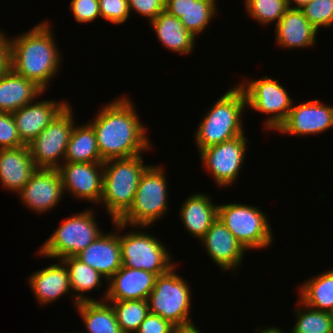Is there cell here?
I'll use <instances>...</instances> for the list:
<instances>
[{
	"mask_svg": "<svg viewBox=\"0 0 333 333\" xmlns=\"http://www.w3.org/2000/svg\"><path fill=\"white\" fill-rule=\"evenodd\" d=\"M244 4L248 15L262 26L276 25L288 9L286 0H245Z\"/></svg>",
	"mask_w": 333,
	"mask_h": 333,
	"instance_id": "d6a6232c",
	"label": "cell"
},
{
	"mask_svg": "<svg viewBox=\"0 0 333 333\" xmlns=\"http://www.w3.org/2000/svg\"><path fill=\"white\" fill-rule=\"evenodd\" d=\"M101 18L110 23L121 24L130 16L128 0H99Z\"/></svg>",
	"mask_w": 333,
	"mask_h": 333,
	"instance_id": "e575fe53",
	"label": "cell"
},
{
	"mask_svg": "<svg viewBox=\"0 0 333 333\" xmlns=\"http://www.w3.org/2000/svg\"><path fill=\"white\" fill-rule=\"evenodd\" d=\"M76 309L85 324L87 333H123L109 302H80L76 305Z\"/></svg>",
	"mask_w": 333,
	"mask_h": 333,
	"instance_id": "f1b7e54d",
	"label": "cell"
},
{
	"mask_svg": "<svg viewBox=\"0 0 333 333\" xmlns=\"http://www.w3.org/2000/svg\"><path fill=\"white\" fill-rule=\"evenodd\" d=\"M173 266L167 273L158 275L155 286L147 298L150 313L169 320L178 329L195 327L190 317L191 289Z\"/></svg>",
	"mask_w": 333,
	"mask_h": 333,
	"instance_id": "5b68a950",
	"label": "cell"
},
{
	"mask_svg": "<svg viewBox=\"0 0 333 333\" xmlns=\"http://www.w3.org/2000/svg\"><path fill=\"white\" fill-rule=\"evenodd\" d=\"M258 333H284L279 327H268L264 328V330L259 329L257 330Z\"/></svg>",
	"mask_w": 333,
	"mask_h": 333,
	"instance_id": "b9f144b4",
	"label": "cell"
},
{
	"mask_svg": "<svg viewBox=\"0 0 333 333\" xmlns=\"http://www.w3.org/2000/svg\"><path fill=\"white\" fill-rule=\"evenodd\" d=\"M64 162L103 163L92 125H74Z\"/></svg>",
	"mask_w": 333,
	"mask_h": 333,
	"instance_id": "83f0119b",
	"label": "cell"
},
{
	"mask_svg": "<svg viewBox=\"0 0 333 333\" xmlns=\"http://www.w3.org/2000/svg\"><path fill=\"white\" fill-rule=\"evenodd\" d=\"M143 155L110 159L103 162L104 205L112 221L119 220L132 206L138 183L150 165H144Z\"/></svg>",
	"mask_w": 333,
	"mask_h": 333,
	"instance_id": "277c9868",
	"label": "cell"
},
{
	"mask_svg": "<svg viewBox=\"0 0 333 333\" xmlns=\"http://www.w3.org/2000/svg\"><path fill=\"white\" fill-rule=\"evenodd\" d=\"M32 212L43 214L56 207L64 195L63 182L58 169L37 168L29 181L17 193Z\"/></svg>",
	"mask_w": 333,
	"mask_h": 333,
	"instance_id": "5bb4252c",
	"label": "cell"
},
{
	"mask_svg": "<svg viewBox=\"0 0 333 333\" xmlns=\"http://www.w3.org/2000/svg\"><path fill=\"white\" fill-rule=\"evenodd\" d=\"M131 99L126 96L103 105L93 121L97 146L104 161L129 158L148 151L152 146L147 127L139 120Z\"/></svg>",
	"mask_w": 333,
	"mask_h": 333,
	"instance_id": "6da1fadb",
	"label": "cell"
},
{
	"mask_svg": "<svg viewBox=\"0 0 333 333\" xmlns=\"http://www.w3.org/2000/svg\"><path fill=\"white\" fill-rule=\"evenodd\" d=\"M150 23L157 39L167 50L184 55L193 52L196 37L183 26L176 16L164 10Z\"/></svg>",
	"mask_w": 333,
	"mask_h": 333,
	"instance_id": "484cf974",
	"label": "cell"
},
{
	"mask_svg": "<svg viewBox=\"0 0 333 333\" xmlns=\"http://www.w3.org/2000/svg\"><path fill=\"white\" fill-rule=\"evenodd\" d=\"M64 193L78 200L100 202L103 194V163L63 162L58 168Z\"/></svg>",
	"mask_w": 333,
	"mask_h": 333,
	"instance_id": "4fadbf2b",
	"label": "cell"
},
{
	"mask_svg": "<svg viewBox=\"0 0 333 333\" xmlns=\"http://www.w3.org/2000/svg\"><path fill=\"white\" fill-rule=\"evenodd\" d=\"M311 1L312 0H286V3L288 8L302 9L306 4H308ZM292 2L295 4V6L293 5Z\"/></svg>",
	"mask_w": 333,
	"mask_h": 333,
	"instance_id": "60d3db41",
	"label": "cell"
},
{
	"mask_svg": "<svg viewBox=\"0 0 333 333\" xmlns=\"http://www.w3.org/2000/svg\"><path fill=\"white\" fill-rule=\"evenodd\" d=\"M72 110V107L68 104L54 120L28 144L31 157L37 168L58 169L64 162L69 138L75 125ZM60 159L62 163L59 162Z\"/></svg>",
	"mask_w": 333,
	"mask_h": 333,
	"instance_id": "8fae6325",
	"label": "cell"
},
{
	"mask_svg": "<svg viewBox=\"0 0 333 333\" xmlns=\"http://www.w3.org/2000/svg\"><path fill=\"white\" fill-rule=\"evenodd\" d=\"M333 128V106L314 99L292 106L287 119L276 130L289 135L320 134Z\"/></svg>",
	"mask_w": 333,
	"mask_h": 333,
	"instance_id": "9a60e30c",
	"label": "cell"
},
{
	"mask_svg": "<svg viewBox=\"0 0 333 333\" xmlns=\"http://www.w3.org/2000/svg\"><path fill=\"white\" fill-rule=\"evenodd\" d=\"M28 280L41 306L55 302L60 296L69 294V291L71 293L69 273L62 261L37 270Z\"/></svg>",
	"mask_w": 333,
	"mask_h": 333,
	"instance_id": "7402d4cb",
	"label": "cell"
},
{
	"mask_svg": "<svg viewBox=\"0 0 333 333\" xmlns=\"http://www.w3.org/2000/svg\"><path fill=\"white\" fill-rule=\"evenodd\" d=\"M163 168L161 165H150L144 171L134 202L119 222L142 229L153 225L167 213L168 183Z\"/></svg>",
	"mask_w": 333,
	"mask_h": 333,
	"instance_id": "8992f818",
	"label": "cell"
},
{
	"mask_svg": "<svg viewBox=\"0 0 333 333\" xmlns=\"http://www.w3.org/2000/svg\"><path fill=\"white\" fill-rule=\"evenodd\" d=\"M246 97L247 107L268 115L265 129L276 131L287 119L293 101L278 80L264 76L262 79L238 84Z\"/></svg>",
	"mask_w": 333,
	"mask_h": 333,
	"instance_id": "30bf717a",
	"label": "cell"
},
{
	"mask_svg": "<svg viewBox=\"0 0 333 333\" xmlns=\"http://www.w3.org/2000/svg\"><path fill=\"white\" fill-rule=\"evenodd\" d=\"M65 265L69 273V282L71 287L72 297L75 298L73 301L75 306L80 302L86 301H100L95 298L87 297L83 295L93 289L99 290L102 288L101 284L105 277L98 271L91 268L76 256L63 258L61 260Z\"/></svg>",
	"mask_w": 333,
	"mask_h": 333,
	"instance_id": "4316f807",
	"label": "cell"
},
{
	"mask_svg": "<svg viewBox=\"0 0 333 333\" xmlns=\"http://www.w3.org/2000/svg\"><path fill=\"white\" fill-rule=\"evenodd\" d=\"M317 33L301 9L288 8L275 25V42L284 49L308 48L316 43Z\"/></svg>",
	"mask_w": 333,
	"mask_h": 333,
	"instance_id": "44dd1931",
	"label": "cell"
},
{
	"mask_svg": "<svg viewBox=\"0 0 333 333\" xmlns=\"http://www.w3.org/2000/svg\"><path fill=\"white\" fill-rule=\"evenodd\" d=\"M200 241L208 256L223 271L237 270L247 251L218 217Z\"/></svg>",
	"mask_w": 333,
	"mask_h": 333,
	"instance_id": "e0dca14e",
	"label": "cell"
},
{
	"mask_svg": "<svg viewBox=\"0 0 333 333\" xmlns=\"http://www.w3.org/2000/svg\"><path fill=\"white\" fill-rule=\"evenodd\" d=\"M246 134L199 151L203 167L219 187H229L238 178L247 149Z\"/></svg>",
	"mask_w": 333,
	"mask_h": 333,
	"instance_id": "7c38bea8",
	"label": "cell"
},
{
	"mask_svg": "<svg viewBox=\"0 0 333 333\" xmlns=\"http://www.w3.org/2000/svg\"><path fill=\"white\" fill-rule=\"evenodd\" d=\"M69 6L79 23H88L101 17L99 0H72Z\"/></svg>",
	"mask_w": 333,
	"mask_h": 333,
	"instance_id": "8d00e7d4",
	"label": "cell"
},
{
	"mask_svg": "<svg viewBox=\"0 0 333 333\" xmlns=\"http://www.w3.org/2000/svg\"><path fill=\"white\" fill-rule=\"evenodd\" d=\"M117 230L102 233L76 257L98 271L106 282L122 267L119 232L127 225L118 220L112 221Z\"/></svg>",
	"mask_w": 333,
	"mask_h": 333,
	"instance_id": "2e32d148",
	"label": "cell"
},
{
	"mask_svg": "<svg viewBox=\"0 0 333 333\" xmlns=\"http://www.w3.org/2000/svg\"><path fill=\"white\" fill-rule=\"evenodd\" d=\"M246 107L245 94L238 85L216 100L194 134L198 151L245 134L241 115Z\"/></svg>",
	"mask_w": 333,
	"mask_h": 333,
	"instance_id": "3957f363",
	"label": "cell"
},
{
	"mask_svg": "<svg viewBox=\"0 0 333 333\" xmlns=\"http://www.w3.org/2000/svg\"><path fill=\"white\" fill-rule=\"evenodd\" d=\"M45 92L35 82L15 73L10 67L0 76V112L13 113L36 101Z\"/></svg>",
	"mask_w": 333,
	"mask_h": 333,
	"instance_id": "603a6c76",
	"label": "cell"
},
{
	"mask_svg": "<svg viewBox=\"0 0 333 333\" xmlns=\"http://www.w3.org/2000/svg\"><path fill=\"white\" fill-rule=\"evenodd\" d=\"M217 0H166L165 10L176 16L196 38L203 33L215 14Z\"/></svg>",
	"mask_w": 333,
	"mask_h": 333,
	"instance_id": "cb8c5ba5",
	"label": "cell"
},
{
	"mask_svg": "<svg viewBox=\"0 0 333 333\" xmlns=\"http://www.w3.org/2000/svg\"><path fill=\"white\" fill-rule=\"evenodd\" d=\"M50 28L49 21H44L9 39V67L44 91L60 69L62 59Z\"/></svg>",
	"mask_w": 333,
	"mask_h": 333,
	"instance_id": "7a4b0ae2",
	"label": "cell"
},
{
	"mask_svg": "<svg viewBox=\"0 0 333 333\" xmlns=\"http://www.w3.org/2000/svg\"><path fill=\"white\" fill-rule=\"evenodd\" d=\"M36 169L28 145L0 149V182L6 190L18 193Z\"/></svg>",
	"mask_w": 333,
	"mask_h": 333,
	"instance_id": "ffe728a7",
	"label": "cell"
},
{
	"mask_svg": "<svg viewBox=\"0 0 333 333\" xmlns=\"http://www.w3.org/2000/svg\"><path fill=\"white\" fill-rule=\"evenodd\" d=\"M138 231L119 234L122 267L143 269L157 276L167 273L176 264L171 262L165 245L154 235Z\"/></svg>",
	"mask_w": 333,
	"mask_h": 333,
	"instance_id": "9c48e42d",
	"label": "cell"
},
{
	"mask_svg": "<svg viewBox=\"0 0 333 333\" xmlns=\"http://www.w3.org/2000/svg\"><path fill=\"white\" fill-rule=\"evenodd\" d=\"M311 278L300 285L299 300L313 309L333 313V269Z\"/></svg>",
	"mask_w": 333,
	"mask_h": 333,
	"instance_id": "f546056e",
	"label": "cell"
},
{
	"mask_svg": "<svg viewBox=\"0 0 333 333\" xmlns=\"http://www.w3.org/2000/svg\"><path fill=\"white\" fill-rule=\"evenodd\" d=\"M105 301L112 305L123 333H135L150 312L147 300Z\"/></svg>",
	"mask_w": 333,
	"mask_h": 333,
	"instance_id": "1f68e13d",
	"label": "cell"
},
{
	"mask_svg": "<svg viewBox=\"0 0 333 333\" xmlns=\"http://www.w3.org/2000/svg\"><path fill=\"white\" fill-rule=\"evenodd\" d=\"M218 218L246 250L267 248L274 239L261 209L245 204H218Z\"/></svg>",
	"mask_w": 333,
	"mask_h": 333,
	"instance_id": "ba28073f",
	"label": "cell"
},
{
	"mask_svg": "<svg viewBox=\"0 0 333 333\" xmlns=\"http://www.w3.org/2000/svg\"><path fill=\"white\" fill-rule=\"evenodd\" d=\"M166 0H128L130 14L135 10L137 14L148 18L149 23L165 10Z\"/></svg>",
	"mask_w": 333,
	"mask_h": 333,
	"instance_id": "74e56055",
	"label": "cell"
},
{
	"mask_svg": "<svg viewBox=\"0 0 333 333\" xmlns=\"http://www.w3.org/2000/svg\"><path fill=\"white\" fill-rule=\"evenodd\" d=\"M177 331L178 328L169 320L149 312L135 333H177Z\"/></svg>",
	"mask_w": 333,
	"mask_h": 333,
	"instance_id": "f35d334b",
	"label": "cell"
},
{
	"mask_svg": "<svg viewBox=\"0 0 333 333\" xmlns=\"http://www.w3.org/2000/svg\"><path fill=\"white\" fill-rule=\"evenodd\" d=\"M299 303L291 333H333V313L313 309L300 300Z\"/></svg>",
	"mask_w": 333,
	"mask_h": 333,
	"instance_id": "4dcf8cb0",
	"label": "cell"
},
{
	"mask_svg": "<svg viewBox=\"0 0 333 333\" xmlns=\"http://www.w3.org/2000/svg\"><path fill=\"white\" fill-rule=\"evenodd\" d=\"M68 104L63 100L33 101L13 112L21 141L25 145L31 143Z\"/></svg>",
	"mask_w": 333,
	"mask_h": 333,
	"instance_id": "d6986e66",
	"label": "cell"
},
{
	"mask_svg": "<svg viewBox=\"0 0 333 333\" xmlns=\"http://www.w3.org/2000/svg\"><path fill=\"white\" fill-rule=\"evenodd\" d=\"M25 145L18 134L12 113L0 112V149Z\"/></svg>",
	"mask_w": 333,
	"mask_h": 333,
	"instance_id": "d590c367",
	"label": "cell"
},
{
	"mask_svg": "<svg viewBox=\"0 0 333 333\" xmlns=\"http://www.w3.org/2000/svg\"><path fill=\"white\" fill-rule=\"evenodd\" d=\"M180 209V218L186 230L199 240L218 217V204L203 193L191 194Z\"/></svg>",
	"mask_w": 333,
	"mask_h": 333,
	"instance_id": "d4e9b609",
	"label": "cell"
},
{
	"mask_svg": "<svg viewBox=\"0 0 333 333\" xmlns=\"http://www.w3.org/2000/svg\"><path fill=\"white\" fill-rule=\"evenodd\" d=\"M310 24L319 31L333 26V0H312L302 9Z\"/></svg>",
	"mask_w": 333,
	"mask_h": 333,
	"instance_id": "836d02e7",
	"label": "cell"
},
{
	"mask_svg": "<svg viewBox=\"0 0 333 333\" xmlns=\"http://www.w3.org/2000/svg\"><path fill=\"white\" fill-rule=\"evenodd\" d=\"M94 212L87 209L65 218L39 248L38 253L45 258H57L58 261L76 256L103 233L98 227Z\"/></svg>",
	"mask_w": 333,
	"mask_h": 333,
	"instance_id": "52a82bcc",
	"label": "cell"
},
{
	"mask_svg": "<svg viewBox=\"0 0 333 333\" xmlns=\"http://www.w3.org/2000/svg\"><path fill=\"white\" fill-rule=\"evenodd\" d=\"M9 38L0 30V76L9 68Z\"/></svg>",
	"mask_w": 333,
	"mask_h": 333,
	"instance_id": "ab89813d",
	"label": "cell"
},
{
	"mask_svg": "<svg viewBox=\"0 0 333 333\" xmlns=\"http://www.w3.org/2000/svg\"><path fill=\"white\" fill-rule=\"evenodd\" d=\"M157 275L143 269L121 267L107 282L101 301L147 300Z\"/></svg>",
	"mask_w": 333,
	"mask_h": 333,
	"instance_id": "ac0fdd59",
	"label": "cell"
},
{
	"mask_svg": "<svg viewBox=\"0 0 333 333\" xmlns=\"http://www.w3.org/2000/svg\"><path fill=\"white\" fill-rule=\"evenodd\" d=\"M177 333H201V332L195 326V327H192V328H189V329H178Z\"/></svg>",
	"mask_w": 333,
	"mask_h": 333,
	"instance_id": "7bdbcfd3",
	"label": "cell"
}]
</instances>
